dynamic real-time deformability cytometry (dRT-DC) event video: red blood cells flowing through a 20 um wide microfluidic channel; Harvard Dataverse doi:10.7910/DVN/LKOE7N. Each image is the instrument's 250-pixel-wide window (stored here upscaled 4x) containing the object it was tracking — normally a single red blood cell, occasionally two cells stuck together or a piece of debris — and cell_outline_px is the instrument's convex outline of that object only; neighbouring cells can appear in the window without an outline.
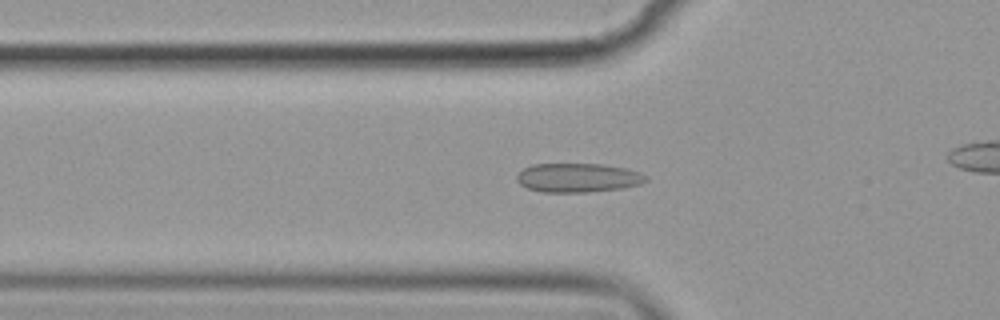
{"species": "common noctule bat (a hibernating species)", "species_latin": "Nyctalus noctula", "temperature_condition": "cold", "stored_images_in_passage": 38, "camera_frame_rate_fps": 3000, "um_per_image_px": 0.085, "animal": {"sex": "female", "body_mass_g": 19.9}, "frame": {"image": 1, "passage_image": 11, "time_ms": 3.333, "image_size_px": [1000, 320], "cell_outline_px": [[648, 180], [640, 184], [620, 188], [588, 192], [540, 192], [528, 188], [520, 184], [516, 180], [516, 176], [524, 168], [532, 164], [600, 164], [628, 168], [640, 172], [648, 176]], "centroid_in_image_um": [49.13, 15.1], "position_along_channel_um": 76.7, "area_um2": 21.91}}
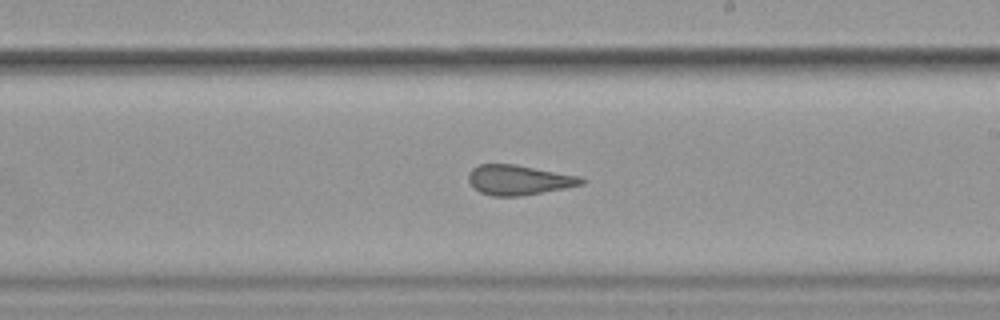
{"frame": {"image": 2, "passage_image": 25, "time_ms": 8.0, "image_size_px": [1000, 320], "cell_outline_px": [[588, 180], [584, 184], [564, 188], [520, 196], [492, 196], [480, 192], [468, 180], [468, 172], [472, 168], [480, 164], [516, 164], [580, 176]], "centroid_in_image_um": [44.12, 15.29], "position_along_channel_um": 244.9, "area_um2": 19.71}}
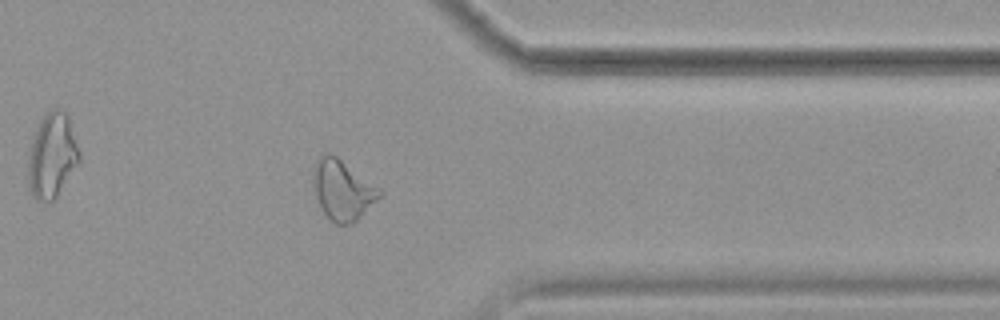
{"frame": {"image": 3, "passage_image": 37, "time_ms": 12.0, "image_size_px": [1000, 320], "cell_outline_px": [[384, 192], [352, 224], [336, 224], [324, 212], [316, 196], [312, 184], [312, 172], [316, 160], [324, 152], [328, 152], [336, 156]], "centroid_in_image_um": [29.07, 16.12], "position_along_channel_um": 382.3, "area_um2": 22.72}}